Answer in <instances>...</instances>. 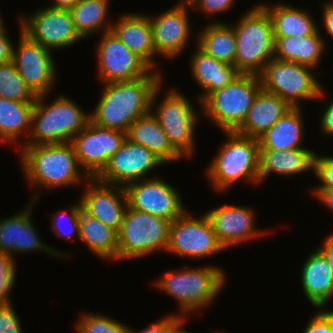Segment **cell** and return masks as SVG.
<instances>
[{"mask_svg":"<svg viewBox=\"0 0 333 333\" xmlns=\"http://www.w3.org/2000/svg\"><path fill=\"white\" fill-rule=\"evenodd\" d=\"M38 196L39 194L32 198L31 203L27 204L24 211L0 219V252L13 257L14 253L19 252L43 251L52 256L65 257V253L58 252V250L52 249L43 243L34 228L35 226H33L31 211Z\"/></svg>","mask_w":333,"mask_h":333,"instance_id":"ac0fdd59","label":"cell"},{"mask_svg":"<svg viewBox=\"0 0 333 333\" xmlns=\"http://www.w3.org/2000/svg\"><path fill=\"white\" fill-rule=\"evenodd\" d=\"M76 331L77 333H128L129 327L108 316L83 313L77 321Z\"/></svg>","mask_w":333,"mask_h":333,"instance_id":"d590c367","label":"cell"},{"mask_svg":"<svg viewBox=\"0 0 333 333\" xmlns=\"http://www.w3.org/2000/svg\"><path fill=\"white\" fill-rule=\"evenodd\" d=\"M109 3V0H80L69 10L75 30L82 39L98 33L101 28L103 32L111 30L113 23L107 21Z\"/></svg>","mask_w":333,"mask_h":333,"instance_id":"836d02e7","label":"cell"},{"mask_svg":"<svg viewBox=\"0 0 333 333\" xmlns=\"http://www.w3.org/2000/svg\"><path fill=\"white\" fill-rule=\"evenodd\" d=\"M225 276L222 269L213 266L197 269L183 266V269L164 273L155 285L178 301L184 313L180 316L184 317L186 313L210 305L226 283Z\"/></svg>","mask_w":333,"mask_h":333,"instance_id":"8992f818","label":"cell"},{"mask_svg":"<svg viewBox=\"0 0 333 333\" xmlns=\"http://www.w3.org/2000/svg\"><path fill=\"white\" fill-rule=\"evenodd\" d=\"M19 23L29 39L51 51L72 46L82 39L69 10L48 6L24 18L21 16Z\"/></svg>","mask_w":333,"mask_h":333,"instance_id":"4fadbf2b","label":"cell"},{"mask_svg":"<svg viewBox=\"0 0 333 333\" xmlns=\"http://www.w3.org/2000/svg\"><path fill=\"white\" fill-rule=\"evenodd\" d=\"M53 1L52 5H49L52 8L70 10L78 1L80 0H51Z\"/></svg>","mask_w":333,"mask_h":333,"instance_id":"681fc988","label":"cell"},{"mask_svg":"<svg viewBox=\"0 0 333 333\" xmlns=\"http://www.w3.org/2000/svg\"><path fill=\"white\" fill-rule=\"evenodd\" d=\"M154 91L151 101V113L156 117L166 133L172 147L184 158L194 153V130L198 117L191 102L173 88L167 91L165 98L157 107L155 100L160 87ZM154 104V105H153ZM155 108V109H154ZM195 110V111H194Z\"/></svg>","mask_w":333,"mask_h":333,"instance_id":"30bf717a","label":"cell"},{"mask_svg":"<svg viewBox=\"0 0 333 333\" xmlns=\"http://www.w3.org/2000/svg\"><path fill=\"white\" fill-rule=\"evenodd\" d=\"M323 38L319 30L303 37H275L274 58L314 69L326 47Z\"/></svg>","mask_w":333,"mask_h":333,"instance_id":"83f0119b","label":"cell"},{"mask_svg":"<svg viewBox=\"0 0 333 333\" xmlns=\"http://www.w3.org/2000/svg\"><path fill=\"white\" fill-rule=\"evenodd\" d=\"M46 95L37 96L32 113L31 132L24 145L61 144L71 142L83 130L91 116L66 96L56 97L45 105Z\"/></svg>","mask_w":333,"mask_h":333,"instance_id":"3957f363","label":"cell"},{"mask_svg":"<svg viewBox=\"0 0 333 333\" xmlns=\"http://www.w3.org/2000/svg\"><path fill=\"white\" fill-rule=\"evenodd\" d=\"M300 107H292L270 129L262 134L259 150H279L300 148L304 123Z\"/></svg>","mask_w":333,"mask_h":333,"instance_id":"f1b7e54d","label":"cell"},{"mask_svg":"<svg viewBox=\"0 0 333 333\" xmlns=\"http://www.w3.org/2000/svg\"><path fill=\"white\" fill-rule=\"evenodd\" d=\"M0 97L20 102H35L37 96L19 75L13 62L0 64Z\"/></svg>","mask_w":333,"mask_h":333,"instance_id":"e575fe53","label":"cell"},{"mask_svg":"<svg viewBox=\"0 0 333 333\" xmlns=\"http://www.w3.org/2000/svg\"><path fill=\"white\" fill-rule=\"evenodd\" d=\"M260 89L258 75L240 74L227 86L209 94L200 107L223 132H236L246 120Z\"/></svg>","mask_w":333,"mask_h":333,"instance_id":"52a82bcc","label":"cell"},{"mask_svg":"<svg viewBox=\"0 0 333 333\" xmlns=\"http://www.w3.org/2000/svg\"><path fill=\"white\" fill-rule=\"evenodd\" d=\"M192 0H181L179 3L189 4Z\"/></svg>","mask_w":333,"mask_h":333,"instance_id":"816d5d0a","label":"cell"},{"mask_svg":"<svg viewBox=\"0 0 333 333\" xmlns=\"http://www.w3.org/2000/svg\"><path fill=\"white\" fill-rule=\"evenodd\" d=\"M126 138L152 151L164 164L182 158L172 147L166 133L151 112L130 124Z\"/></svg>","mask_w":333,"mask_h":333,"instance_id":"484cf974","label":"cell"},{"mask_svg":"<svg viewBox=\"0 0 333 333\" xmlns=\"http://www.w3.org/2000/svg\"><path fill=\"white\" fill-rule=\"evenodd\" d=\"M20 157L22 170L31 187L55 189L78 184L81 178L90 180L82 171L71 142L23 145Z\"/></svg>","mask_w":333,"mask_h":333,"instance_id":"7a4b0ae2","label":"cell"},{"mask_svg":"<svg viewBox=\"0 0 333 333\" xmlns=\"http://www.w3.org/2000/svg\"><path fill=\"white\" fill-rule=\"evenodd\" d=\"M233 28L236 35V69L240 74L259 75L274 59L275 37L268 12L257 4Z\"/></svg>","mask_w":333,"mask_h":333,"instance_id":"277c9868","label":"cell"},{"mask_svg":"<svg viewBox=\"0 0 333 333\" xmlns=\"http://www.w3.org/2000/svg\"><path fill=\"white\" fill-rule=\"evenodd\" d=\"M313 68L294 62L272 59L258 75L261 88L278 95L291 107L299 106L300 100L324 98L323 87L312 74Z\"/></svg>","mask_w":333,"mask_h":333,"instance_id":"9c48e42d","label":"cell"},{"mask_svg":"<svg viewBox=\"0 0 333 333\" xmlns=\"http://www.w3.org/2000/svg\"><path fill=\"white\" fill-rule=\"evenodd\" d=\"M323 24L327 34L333 37V1L323 3Z\"/></svg>","mask_w":333,"mask_h":333,"instance_id":"bcb514c9","label":"cell"},{"mask_svg":"<svg viewBox=\"0 0 333 333\" xmlns=\"http://www.w3.org/2000/svg\"><path fill=\"white\" fill-rule=\"evenodd\" d=\"M163 164L152 151L126 138L96 179L104 184L125 187L145 179L147 173Z\"/></svg>","mask_w":333,"mask_h":333,"instance_id":"e0dca14e","label":"cell"},{"mask_svg":"<svg viewBox=\"0 0 333 333\" xmlns=\"http://www.w3.org/2000/svg\"><path fill=\"white\" fill-rule=\"evenodd\" d=\"M34 106L35 102H20L0 97L1 142L17 143L21 134L29 139Z\"/></svg>","mask_w":333,"mask_h":333,"instance_id":"d6a6232c","label":"cell"},{"mask_svg":"<svg viewBox=\"0 0 333 333\" xmlns=\"http://www.w3.org/2000/svg\"><path fill=\"white\" fill-rule=\"evenodd\" d=\"M88 183L80 198L82 210L119 232L128 207L125 188L104 184L96 178H90Z\"/></svg>","mask_w":333,"mask_h":333,"instance_id":"d6986e66","label":"cell"},{"mask_svg":"<svg viewBox=\"0 0 333 333\" xmlns=\"http://www.w3.org/2000/svg\"><path fill=\"white\" fill-rule=\"evenodd\" d=\"M291 108L278 95L261 88L253 100L246 120L236 132L258 139Z\"/></svg>","mask_w":333,"mask_h":333,"instance_id":"603a6c76","label":"cell"},{"mask_svg":"<svg viewBox=\"0 0 333 333\" xmlns=\"http://www.w3.org/2000/svg\"><path fill=\"white\" fill-rule=\"evenodd\" d=\"M269 14L274 37H303L313 35L318 27L311 14L306 10L298 9L288 4H260Z\"/></svg>","mask_w":333,"mask_h":333,"instance_id":"f546056e","label":"cell"},{"mask_svg":"<svg viewBox=\"0 0 333 333\" xmlns=\"http://www.w3.org/2000/svg\"><path fill=\"white\" fill-rule=\"evenodd\" d=\"M185 316L180 317L168 330L167 333H188L185 329L182 327L185 325Z\"/></svg>","mask_w":333,"mask_h":333,"instance_id":"f907efd6","label":"cell"},{"mask_svg":"<svg viewBox=\"0 0 333 333\" xmlns=\"http://www.w3.org/2000/svg\"><path fill=\"white\" fill-rule=\"evenodd\" d=\"M200 32L196 46L218 61L235 66L236 35L232 25L213 22Z\"/></svg>","mask_w":333,"mask_h":333,"instance_id":"1f68e13d","label":"cell"},{"mask_svg":"<svg viewBox=\"0 0 333 333\" xmlns=\"http://www.w3.org/2000/svg\"><path fill=\"white\" fill-rule=\"evenodd\" d=\"M192 55L190 60L192 76L198 86L204 89L197 99L200 103L209 94L227 86L240 75L234 65L218 61L203 52L198 46L197 51Z\"/></svg>","mask_w":333,"mask_h":333,"instance_id":"cb8c5ba5","label":"cell"},{"mask_svg":"<svg viewBox=\"0 0 333 333\" xmlns=\"http://www.w3.org/2000/svg\"><path fill=\"white\" fill-rule=\"evenodd\" d=\"M169 220L127 207L118 232V259L140 258L154 251H166Z\"/></svg>","mask_w":333,"mask_h":333,"instance_id":"ba28073f","label":"cell"},{"mask_svg":"<svg viewBox=\"0 0 333 333\" xmlns=\"http://www.w3.org/2000/svg\"><path fill=\"white\" fill-rule=\"evenodd\" d=\"M97 46L98 76L104 83L133 81L154 70L111 30L103 32Z\"/></svg>","mask_w":333,"mask_h":333,"instance_id":"5bb4252c","label":"cell"},{"mask_svg":"<svg viewBox=\"0 0 333 333\" xmlns=\"http://www.w3.org/2000/svg\"><path fill=\"white\" fill-rule=\"evenodd\" d=\"M314 195L333 211V189L331 190H313Z\"/></svg>","mask_w":333,"mask_h":333,"instance_id":"c3c4849f","label":"cell"},{"mask_svg":"<svg viewBox=\"0 0 333 333\" xmlns=\"http://www.w3.org/2000/svg\"><path fill=\"white\" fill-rule=\"evenodd\" d=\"M328 104L329 105L321 116L320 127L322 133L324 132L325 135H329L331 137L333 136V100Z\"/></svg>","mask_w":333,"mask_h":333,"instance_id":"f6af8a7d","label":"cell"},{"mask_svg":"<svg viewBox=\"0 0 333 333\" xmlns=\"http://www.w3.org/2000/svg\"><path fill=\"white\" fill-rule=\"evenodd\" d=\"M313 160L312 172L322 182L314 190H331L333 189V156H317Z\"/></svg>","mask_w":333,"mask_h":333,"instance_id":"f35d334b","label":"cell"},{"mask_svg":"<svg viewBox=\"0 0 333 333\" xmlns=\"http://www.w3.org/2000/svg\"><path fill=\"white\" fill-rule=\"evenodd\" d=\"M186 211L171 222L167 251L180 257L204 258L224 247L218 241L208 216L192 217Z\"/></svg>","mask_w":333,"mask_h":333,"instance_id":"8fae6325","label":"cell"},{"mask_svg":"<svg viewBox=\"0 0 333 333\" xmlns=\"http://www.w3.org/2000/svg\"><path fill=\"white\" fill-rule=\"evenodd\" d=\"M160 71L123 82L105 83L101 98L90 114L96 125L127 133L130 124L151 112L154 91L162 84Z\"/></svg>","mask_w":333,"mask_h":333,"instance_id":"6da1fadb","label":"cell"},{"mask_svg":"<svg viewBox=\"0 0 333 333\" xmlns=\"http://www.w3.org/2000/svg\"><path fill=\"white\" fill-rule=\"evenodd\" d=\"M188 6L177 3L157 17L149 16L156 55L173 58L185 50L191 33Z\"/></svg>","mask_w":333,"mask_h":333,"instance_id":"ffe728a7","label":"cell"},{"mask_svg":"<svg viewBox=\"0 0 333 333\" xmlns=\"http://www.w3.org/2000/svg\"><path fill=\"white\" fill-rule=\"evenodd\" d=\"M227 141L206 169L211 186L226 191L241 179L258 184L259 140L237 132H225Z\"/></svg>","mask_w":333,"mask_h":333,"instance_id":"5b68a950","label":"cell"},{"mask_svg":"<svg viewBox=\"0 0 333 333\" xmlns=\"http://www.w3.org/2000/svg\"><path fill=\"white\" fill-rule=\"evenodd\" d=\"M180 315H167L162 320H159L151 326L144 328L143 330L137 332L132 328H129L128 333H167L169 328L180 318Z\"/></svg>","mask_w":333,"mask_h":333,"instance_id":"ee69618b","label":"cell"},{"mask_svg":"<svg viewBox=\"0 0 333 333\" xmlns=\"http://www.w3.org/2000/svg\"><path fill=\"white\" fill-rule=\"evenodd\" d=\"M314 151L300 147L279 150H259V181H264L271 173L295 175L313 170Z\"/></svg>","mask_w":333,"mask_h":333,"instance_id":"4316f807","label":"cell"},{"mask_svg":"<svg viewBox=\"0 0 333 333\" xmlns=\"http://www.w3.org/2000/svg\"><path fill=\"white\" fill-rule=\"evenodd\" d=\"M254 213L249 207L227 204L213 208L205 214L212 224L218 241L226 250L267 233L255 229Z\"/></svg>","mask_w":333,"mask_h":333,"instance_id":"44dd1931","label":"cell"},{"mask_svg":"<svg viewBox=\"0 0 333 333\" xmlns=\"http://www.w3.org/2000/svg\"><path fill=\"white\" fill-rule=\"evenodd\" d=\"M52 51L33 42L20 29L19 46L13 51L12 62L19 75L36 96L47 95L56 77Z\"/></svg>","mask_w":333,"mask_h":333,"instance_id":"2e32d148","label":"cell"},{"mask_svg":"<svg viewBox=\"0 0 333 333\" xmlns=\"http://www.w3.org/2000/svg\"><path fill=\"white\" fill-rule=\"evenodd\" d=\"M3 18H0V64L12 62L14 46L4 28ZM9 37V38H8Z\"/></svg>","mask_w":333,"mask_h":333,"instance_id":"7bdbcfd3","label":"cell"},{"mask_svg":"<svg viewBox=\"0 0 333 333\" xmlns=\"http://www.w3.org/2000/svg\"><path fill=\"white\" fill-rule=\"evenodd\" d=\"M0 333H23L12 304L0 305Z\"/></svg>","mask_w":333,"mask_h":333,"instance_id":"60d3db41","label":"cell"},{"mask_svg":"<svg viewBox=\"0 0 333 333\" xmlns=\"http://www.w3.org/2000/svg\"><path fill=\"white\" fill-rule=\"evenodd\" d=\"M320 311L308 322L303 333H333V311Z\"/></svg>","mask_w":333,"mask_h":333,"instance_id":"ab89813d","label":"cell"},{"mask_svg":"<svg viewBox=\"0 0 333 333\" xmlns=\"http://www.w3.org/2000/svg\"><path fill=\"white\" fill-rule=\"evenodd\" d=\"M79 238L99 258L118 260V232L83 210L80 212Z\"/></svg>","mask_w":333,"mask_h":333,"instance_id":"4dcf8cb0","label":"cell"},{"mask_svg":"<svg viewBox=\"0 0 333 333\" xmlns=\"http://www.w3.org/2000/svg\"><path fill=\"white\" fill-rule=\"evenodd\" d=\"M235 3V0H192L189 3L191 9L199 8L207 16L225 12L230 9ZM209 14V15H208Z\"/></svg>","mask_w":333,"mask_h":333,"instance_id":"b9f144b4","label":"cell"},{"mask_svg":"<svg viewBox=\"0 0 333 333\" xmlns=\"http://www.w3.org/2000/svg\"><path fill=\"white\" fill-rule=\"evenodd\" d=\"M301 277L308 301L315 308L325 307L333 295V276L327 259L318 248L306 259Z\"/></svg>","mask_w":333,"mask_h":333,"instance_id":"d4e9b609","label":"cell"},{"mask_svg":"<svg viewBox=\"0 0 333 333\" xmlns=\"http://www.w3.org/2000/svg\"><path fill=\"white\" fill-rule=\"evenodd\" d=\"M14 257L0 252V305H8L10 301V292L14 287L16 280V266Z\"/></svg>","mask_w":333,"mask_h":333,"instance_id":"74e56055","label":"cell"},{"mask_svg":"<svg viewBox=\"0 0 333 333\" xmlns=\"http://www.w3.org/2000/svg\"><path fill=\"white\" fill-rule=\"evenodd\" d=\"M138 182H132L124 187L130 208L170 222L187 210L178 191L161 178H145Z\"/></svg>","mask_w":333,"mask_h":333,"instance_id":"9a60e30c","label":"cell"},{"mask_svg":"<svg viewBox=\"0 0 333 333\" xmlns=\"http://www.w3.org/2000/svg\"><path fill=\"white\" fill-rule=\"evenodd\" d=\"M126 133L103 128L91 120L71 141L79 165L90 178H96L120 149Z\"/></svg>","mask_w":333,"mask_h":333,"instance_id":"7c38bea8","label":"cell"},{"mask_svg":"<svg viewBox=\"0 0 333 333\" xmlns=\"http://www.w3.org/2000/svg\"><path fill=\"white\" fill-rule=\"evenodd\" d=\"M318 250L327 259L333 276V234H330V236L326 237V239L323 242V245L319 247Z\"/></svg>","mask_w":333,"mask_h":333,"instance_id":"7dc6e473","label":"cell"},{"mask_svg":"<svg viewBox=\"0 0 333 333\" xmlns=\"http://www.w3.org/2000/svg\"><path fill=\"white\" fill-rule=\"evenodd\" d=\"M82 210V206L80 201L78 204L71 205L69 211L60 210L59 212L54 214L52 219V231L56 233L58 237L71 240V237H74V234H77L79 237V225H80V212ZM66 217L67 220L62 221L61 217ZM61 221H60V220ZM67 222V223H66ZM68 225V226H67ZM67 226V227H66ZM71 229V231H66L67 229ZM67 228V229H65ZM69 229V230H70Z\"/></svg>","mask_w":333,"mask_h":333,"instance_id":"8d00e7d4","label":"cell"},{"mask_svg":"<svg viewBox=\"0 0 333 333\" xmlns=\"http://www.w3.org/2000/svg\"><path fill=\"white\" fill-rule=\"evenodd\" d=\"M111 31L152 69H156L157 63L154 61L156 51L149 16L141 13L124 14L112 24Z\"/></svg>","mask_w":333,"mask_h":333,"instance_id":"7402d4cb","label":"cell"}]
</instances>
